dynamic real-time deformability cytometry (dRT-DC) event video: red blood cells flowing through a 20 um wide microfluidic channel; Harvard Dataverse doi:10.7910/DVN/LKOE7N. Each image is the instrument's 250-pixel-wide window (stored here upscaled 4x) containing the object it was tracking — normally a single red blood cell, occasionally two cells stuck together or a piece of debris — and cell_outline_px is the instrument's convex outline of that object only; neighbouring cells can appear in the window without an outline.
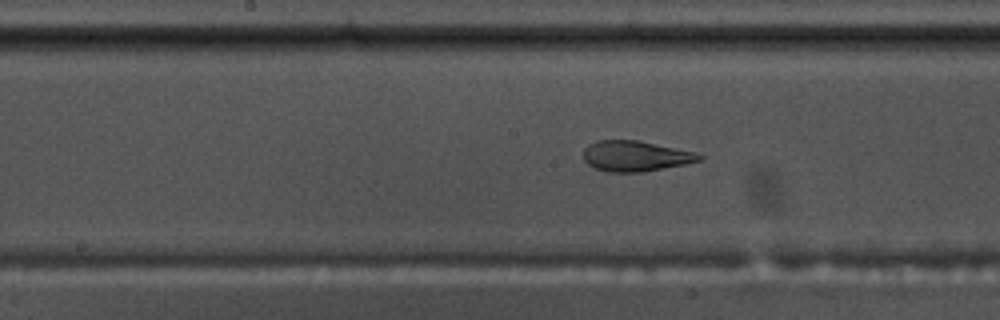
{"species": "common noctule bat (a hibernating species)", "species_latin": "Nyctalus noctula", "temperature_condition": "warm", "stored_images_in_passage": 47, "camera_frame_rate_fps": 3000, "um_per_image_px": 0.085, "animal": {"sex": "male", "body_mass_g": 17.5, "forearm_length_mm": 52.3}, "frame": {"image": 1, "passage_image": 20, "time_ms": 6.333, "image_size_px": [1000, 320], "cell_outline_px": [[704, 156], [700, 160], [684, 164], [644, 172], [608, 172], [592, 168], [584, 160], [584, 148], [588, 144], [596, 140], [640, 140], [696, 152]], "centroid_in_image_um": [53.99, 13.26], "position_along_channel_um": 194.2, "area_um2": 20.81}}
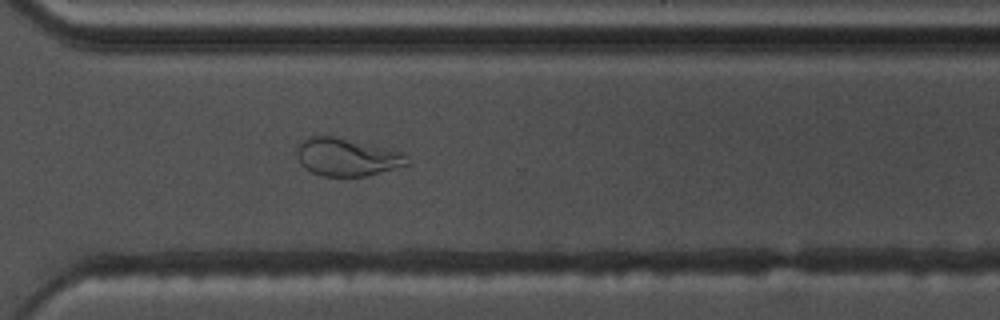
{"frame": {"image": 2, "passage_image": 32, "time_ms": 10.333, "image_size_px": [1000, 320], "cell_outline_px": [[408, 164], [396, 168], [368, 176], [320, 176], [304, 168], [300, 164], [296, 156], [296, 148], [300, 140], [308, 136], [336, 136], [400, 152], [404, 156]], "centroid_in_image_um": [29.37, 13.35], "position_along_channel_um": 341.2, "area_um2": 24.22}}
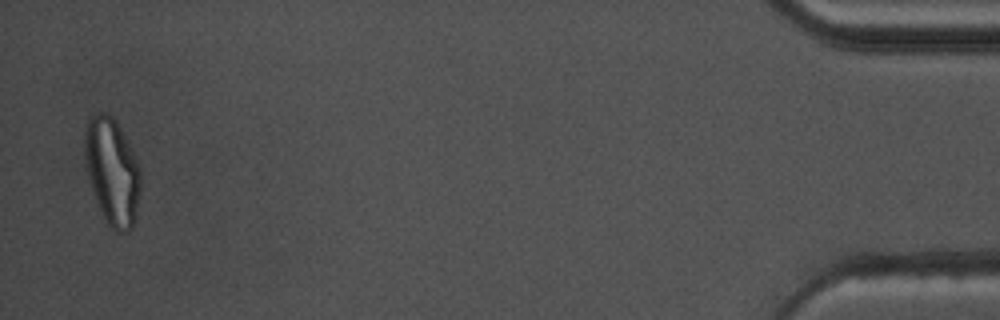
{"frame": {"image": 3, "passage_image": 46, "time_ms": 15.0, "image_size_px": [1000, 320], "cell_outline_px": [[140, 192], [132, 228], [128, 232], [116, 232], [104, 224], [96, 204], [88, 176], [84, 160], [84, 124], [88, 116], [92, 112], [104, 112], [112, 116], [116, 120], [128, 140], [140, 168]], "centroid_in_image_um": [9.49, 14.55], "position_along_channel_um": 425.7, "area_um2": 35.78}, "authors_computed_cell_mechanics": {"area_um2": 23.2356, "velocity_mm_per_s": 3.6827, "shape_relaxation_time_tau1_ms": null, "shape_relaxation_time_tau2_ms": 1.3204, "deformation_change_tau1": null, "deformation_change_tau2": 0.0656}}